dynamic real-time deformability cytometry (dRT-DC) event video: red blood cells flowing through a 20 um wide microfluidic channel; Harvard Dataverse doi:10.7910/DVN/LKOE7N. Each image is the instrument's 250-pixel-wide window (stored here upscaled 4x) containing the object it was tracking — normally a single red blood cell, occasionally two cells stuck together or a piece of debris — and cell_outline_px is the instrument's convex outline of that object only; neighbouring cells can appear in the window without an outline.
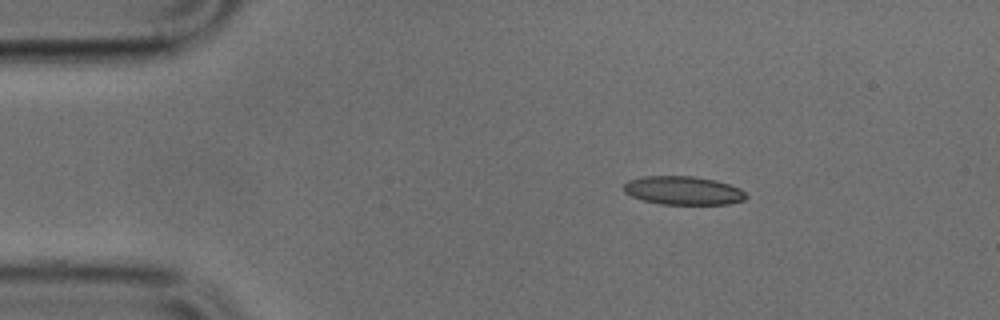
{"species": "common noctule bat (a hibernating species)", "species_latin": "Nyctalus noctula", "temperature_condition": "cold", "stored_images_in_passage": 43, "camera_frame_rate_fps": 3000, "um_per_image_px": 0.085, "animal": {"sex": "male", "body_mass_g": 17.9, "forearm_length_mm": 54.2}, "frame": {"image": 1, "passage_image": 1, "time_ms": 0.0, "image_size_px": [1000, 320], "cell_outline_px": [[748, 196], [744, 200], [728, 204], [660, 204], [644, 200], [632, 196], [624, 192], [624, 184], [628, 180], [644, 176], [692, 176], [716, 180], [740, 188]], "centroid_in_image_um": [58.08, 16.19], "position_along_channel_um": 26.9, "area_um2": 20.29}}
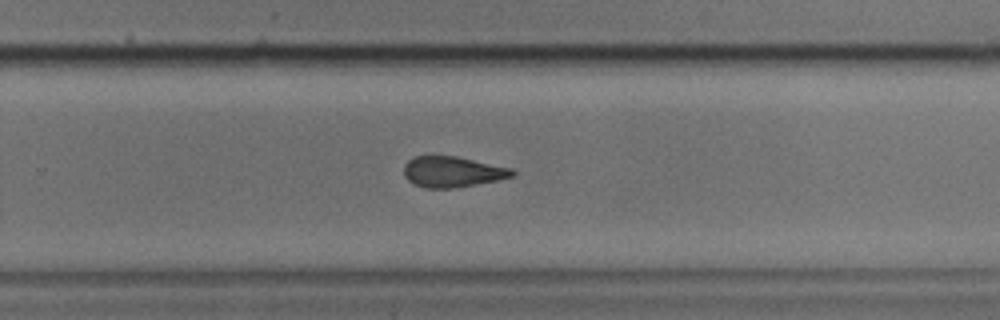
{"frame": {"image": 2, "passage_image": 25, "time_ms": 8.0, "image_size_px": [1000, 320], "cell_outline_px": [[516, 172], [512, 176], [496, 180], [456, 188], [424, 188], [408, 180], [404, 176], [404, 164], [412, 156], [456, 156], [512, 168]], "centroid_in_image_um": [38.43, 14.6], "position_along_channel_um": 291.4, "area_um2": 19.36}}
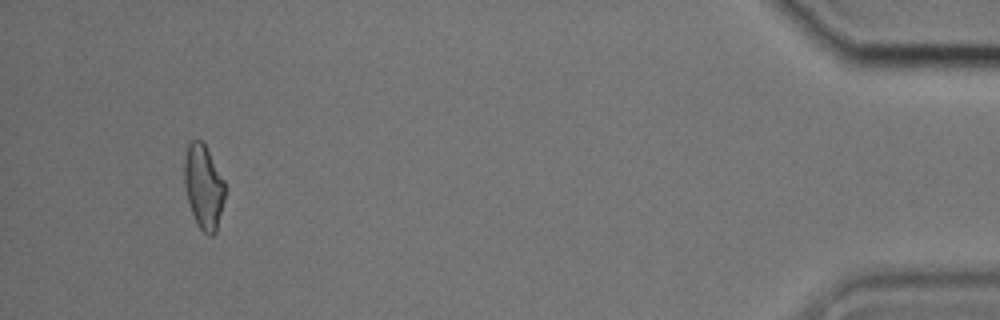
{"frame": {"image": 3, "passage_image": 40, "time_ms": 13.0, "image_size_px": [1000, 320], "cell_outline_px": [[224, 200], [216, 232], [212, 236], [208, 236], [200, 228], [192, 212], [188, 200], [184, 184], [184, 160], [188, 144], [192, 140], [200, 140], [204, 144], [224, 180]], "centroid_in_image_um": [17.3, 15.88], "position_along_channel_um": 417.9, "area_um2": 19.59}}